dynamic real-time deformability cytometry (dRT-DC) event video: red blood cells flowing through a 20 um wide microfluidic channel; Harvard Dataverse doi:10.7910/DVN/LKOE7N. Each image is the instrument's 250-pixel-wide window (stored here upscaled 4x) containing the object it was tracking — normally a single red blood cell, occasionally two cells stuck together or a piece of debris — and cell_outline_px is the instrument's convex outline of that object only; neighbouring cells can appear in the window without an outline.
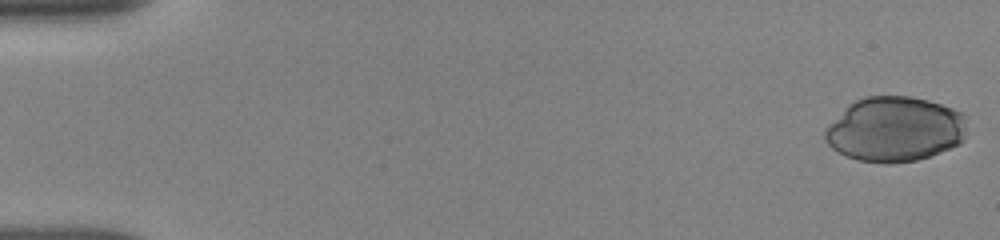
{"species": "human", "species_latin": "Homo sapiens", "temperature_condition": "room temperature", "stored_images_in_passage": 74, "camera_frame_rate_fps": 3000, "um_per_image_px": 0.085, "donor": {"sex": "female"}, "frame": {"image": 1, "passage_image": 1, "time_ms": 0.0, "image_size_px": [1000, 240], "cell_outline_px": [[964, 140], [960, 144], [928, 156], [916, 160], [888, 164], [884, 164], [856, 160], [836, 152], [824, 140], [824, 132], [828, 124], [848, 104], [864, 96], [908, 96], [928, 100], [952, 108], [960, 112], [964, 116]], "centroid_in_image_um": [76.0, 10.99], "position_along_channel_um": 9.0, "area_um2": 53.87}}
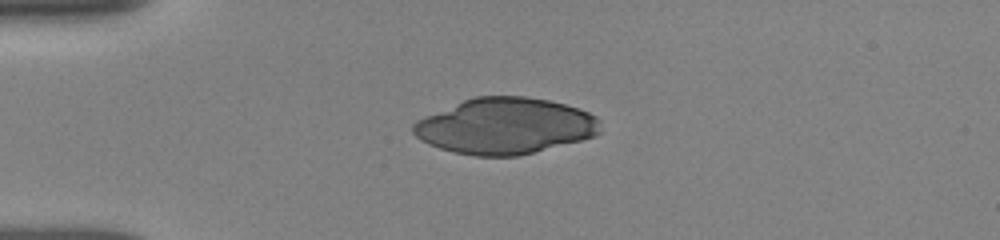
{"frame": {"image": 2, "passage_image": 19, "time_ms": 4.0, "image_size_px": [1000, 240], "cell_outline_px": [[600, 132], [596, 136], [520, 156], [476, 156], [456, 152], [440, 148], [428, 144], [420, 140], [412, 132], [412, 124], [416, 120], [424, 116], [464, 100], [476, 96], [524, 96], [548, 100], [564, 104], [588, 112], [596, 116], [600, 120]], "centroid_in_image_um": [42.93, 10.72], "position_along_channel_um": 42.1, "area_um2": 61.09}}